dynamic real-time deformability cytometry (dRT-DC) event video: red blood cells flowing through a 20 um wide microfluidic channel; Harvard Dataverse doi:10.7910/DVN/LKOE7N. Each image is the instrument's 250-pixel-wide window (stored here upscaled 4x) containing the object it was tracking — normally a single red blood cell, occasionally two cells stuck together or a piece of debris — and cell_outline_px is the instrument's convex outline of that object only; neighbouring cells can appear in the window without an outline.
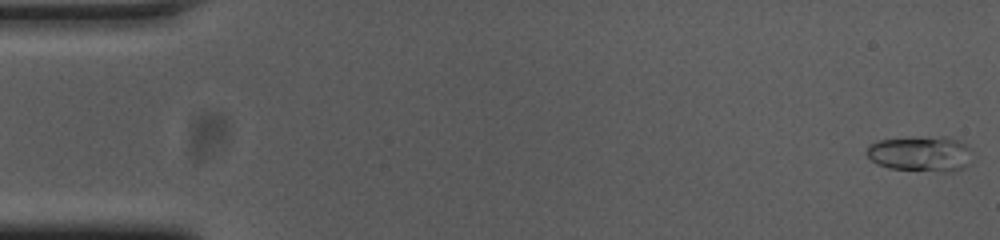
{"species": "common noctule bat (a hibernating species)", "species_latin": "Nyctalus noctula", "temperature_condition": "cold", "stored_images_in_passage": 54, "camera_frame_rate_fps": 3000, "um_per_image_px": 0.085, "animal": {"sex": "female", "body_mass_g": 23.0, "forearm_length_mm": 53.4}, "frame": {"image": 1, "passage_image": 1, "time_ms": 0.0, "image_size_px": [1000, 240], "cell_outline_px": [[972, 152], [968, 164], [964, 168], [952, 172], [944, 172], [888, 168], [876, 164], [864, 152], [876, 140], [924, 136], [948, 136], [960, 140]], "centroid_in_image_um": [78.27, 13.06], "position_along_channel_um": 6.7, "area_um2": 22.2}}
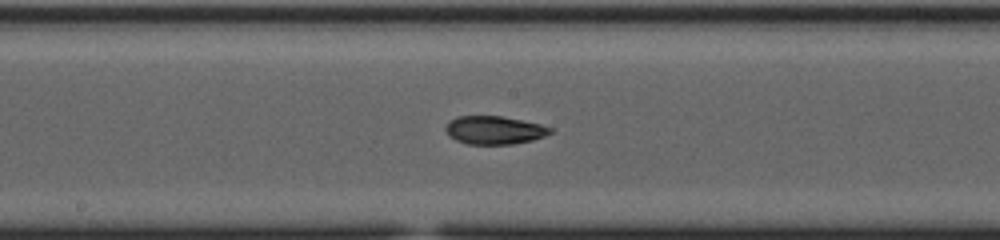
{"frame": {"image": 2, "passage_image": 28, "time_ms": 9.0, "image_size_px": [1000, 240], "cell_outline_px": [[552, 132], [544, 136], [532, 140], [512, 144], [468, 144], [456, 140], [448, 136], [444, 128], [448, 120], [456, 116], [500, 116], [540, 124], [552, 128]], "centroid_in_image_um": [41.96, 11.06], "position_along_channel_um": 206.2, "area_um2": 17.22}}
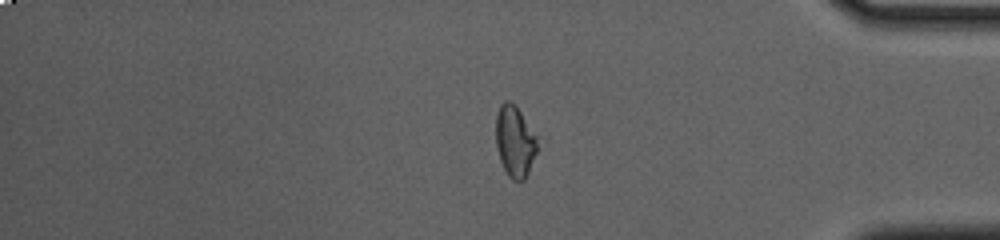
{"frame": {"image": 3, "passage_image": 45, "time_ms": 14.667, "image_size_px": [1000, 240], "cell_outline_px": [[536, 152], [528, 172], [524, 180], [512, 180], [508, 176], [500, 160], [496, 144], [496, 116], [500, 104], [504, 100], [508, 100], [516, 104], [536, 136]], "centroid_in_image_um": [43.74, 11.98], "position_along_channel_um": 391.5, "area_um2": 17.05}, "authors_computed_cell_mechanics": {"area_um2": 17.8602, "velocity_mm_per_s": 3.7395, "shape_relaxation_time_tau1_ms": null, "shape_relaxation_time_tau2_ms": 4.1836, "deformation_change_tau1": null, "deformation_change_tau2": 0.108}}